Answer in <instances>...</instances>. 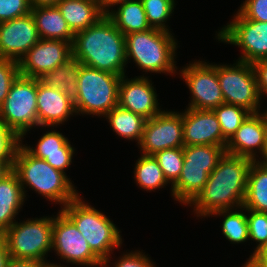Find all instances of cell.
<instances>
[{
  "instance_id": "obj_1",
  "label": "cell",
  "mask_w": 267,
  "mask_h": 267,
  "mask_svg": "<svg viewBox=\"0 0 267 267\" xmlns=\"http://www.w3.org/2000/svg\"><path fill=\"white\" fill-rule=\"evenodd\" d=\"M252 159L228 153L219 159L209 174L203 190L188 205L197 217H208L213 212L243 206Z\"/></svg>"
},
{
  "instance_id": "obj_2",
  "label": "cell",
  "mask_w": 267,
  "mask_h": 267,
  "mask_svg": "<svg viewBox=\"0 0 267 267\" xmlns=\"http://www.w3.org/2000/svg\"><path fill=\"white\" fill-rule=\"evenodd\" d=\"M72 57L82 65L125 75V35L104 15L95 24L74 34Z\"/></svg>"
},
{
  "instance_id": "obj_3",
  "label": "cell",
  "mask_w": 267,
  "mask_h": 267,
  "mask_svg": "<svg viewBox=\"0 0 267 267\" xmlns=\"http://www.w3.org/2000/svg\"><path fill=\"white\" fill-rule=\"evenodd\" d=\"M12 170L19 178L25 197V188L29 186L48 201L62 204L63 208L80 195L65 173L31 155L21 143L16 148Z\"/></svg>"
},
{
  "instance_id": "obj_4",
  "label": "cell",
  "mask_w": 267,
  "mask_h": 267,
  "mask_svg": "<svg viewBox=\"0 0 267 267\" xmlns=\"http://www.w3.org/2000/svg\"><path fill=\"white\" fill-rule=\"evenodd\" d=\"M61 211L75 224L91 250L110 267V254L121 247L122 236L116 225L101 211L85 203L79 195Z\"/></svg>"
},
{
  "instance_id": "obj_5",
  "label": "cell",
  "mask_w": 267,
  "mask_h": 267,
  "mask_svg": "<svg viewBox=\"0 0 267 267\" xmlns=\"http://www.w3.org/2000/svg\"><path fill=\"white\" fill-rule=\"evenodd\" d=\"M177 41L167 31L151 28L125 35L126 59L132 60L143 72L175 74ZM131 58V59H130Z\"/></svg>"
},
{
  "instance_id": "obj_6",
  "label": "cell",
  "mask_w": 267,
  "mask_h": 267,
  "mask_svg": "<svg viewBox=\"0 0 267 267\" xmlns=\"http://www.w3.org/2000/svg\"><path fill=\"white\" fill-rule=\"evenodd\" d=\"M120 75L80 66L73 95L76 115L105 116L118 105Z\"/></svg>"
},
{
  "instance_id": "obj_7",
  "label": "cell",
  "mask_w": 267,
  "mask_h": 267,
  "mask_svg": "<svg viewBox=\"0 0 267 267\" xmlns=\"http://www.w3.org/2000/svg\"><path fill=\"white\" fill-rule=\"evenodd\" d=\"M226 146L190 145L183 147L184 161L171 195L184 205L190 204L203 190L209 174L224 155Z\"/></svg>"
},
{
  "instance_id": "obj_8",
  "label": "cell",
  "mask_w": 267,
  "mask_h": 267,
  "mask_svg": "<svg viewBox=\"0 0 267 267\" xmlns=\"http://www.w3.org/2000/svg\"><path fill=\"white\" fill-rule=\"evenodd\" d=\"M32 219V220H31ZM15 221L2 235L9 256L15 259L47 263L45 256L52 251L53 217L31 218Z\"/></svg>"
},
{
  "instance_id": "obj_9",
  "label": "cell",
  "mask_w": 267,
  "mask_h": 267,
  "mask_svg": "<svg viewBox=\"0 0 267 267\" xmlns=\"http://www.w3.org/2000/svg\"><path fill=\"white\" fill-rule=\"evenodd\" d=\"M0 121L19 139L38 127L37 78L19 75L0 106Z\"/></svg>"
},
{
  "instance_id": "obj_10",
  "label": "cell",
  "mask_w": 267,
  "mask_h": 267,
  "mask_svg": "<svg viewBox=\"0 0 267 267\" xmlns=\"http://www.w3.org/2000/svg\"><path fill=\"white\" fill-rule=\"evenodd\" d=\"M233 65H217L216 71L224 103L259 113L261 96L253 64L236 60Z\"/></svg>"
},
{
  "instance_id": "obj_11",
  "label": "cell",
  "mask_w": 267,
  "mask_h": 267,
  "mask_svg": "<svg viewBox=\"0 0 267 267\" xmlns=\"http://www.w3.org/2000/svg\"><path fill=\"white\" fill-rule=\"evenodd\" d=\"M229 23L220 29L216 38L240 47L243 52L239 61L253 64L267 59V22L245 19L237 11Z\"/></svg>"
},
{
  "instance_id": "obj_12",
  "label": "cell",
  "mask_w": 267,
  "mask_h": 267,
  "mask_svg": "<svg viewBox=\"0 0 267 267\" xmlns=\"http://www.w3.org/2000/svg\"><path fill=\"white\" fill-rule=\"evenodd\" d=\"M52 250L67 263L102 267L104 262L91 250L75 224L60 210L53 219Z\"/></svg>"
},
{
  "instance_id": "obj_13",
  "label": "cell",
  "mask_w": 267,
  "mask_h": 267,
  "mask_svg": "<svg viewBox=\"0 0 267 267\" xmlns=\"http://www.w3.org/2000/svg\"><path fill=\"white\" fill-rule=\"evenodd\" d=\"M179 71L192 95L188 108L213 110L224 103L215 64L199 60Z\"/></svg>"
},
{
  "instance_id": "obj_14",
  "label": "cell",
  "mask_w": 267,
  "mask_h": 267,
  "mask_svg": "<svg viewBox=\"0 0 267 267\" xmlns=\"http://www.w3.org/2000/svg\"><path fill=\"white\" fill-rule=\"evenodd\" d=\"M139 146L145 155H154L170 148H183L182 112L164 110L146 120Z\"/></svg>"
},
{
  "instance_id": "obj_15",
  "label": "cell",
  "mask_w": 267,
  "mask_h": 267,
  "mask_svg": "<svg viewBox=\"0 0 267 267\" xmlns=\"http://www.w3.org/2000/svg\"><path fill=\"white\" fill-rule=\"evenodd\" d=\"M71 58L72 43L62 40L40 39L18 62L20 75L39 78Z\"/></svg>"
},
{
  "instance_id": "obj_16",
  "label": "cell",
  "mask_w": 267,
  "mask_h": 267,
  "mask_svg": "<svg viewBox=\"0 0 267 267\" xmlns=\"http://www.w3.org/2000/svg\"><path fill=\"white\" fill-rule=\"evenodd\" d=\"M40 40L31 13L0 23V58L20 61Z\"/></svg>"
},
{
  "instance_id": "obj_17",
  "label": "cell",
  "mask_w": 267,
  "mask_h": 267,
  "mask_svg": "<svg viewBox=\"0 0 267 267\" xmlns=\"http://www.w3.org/2000/svg\"><path fill=\"white\" fill-rule=\"evenodd\" d=\"M121 77L119 84L118 105L124 109L144 117L146 120L162 112L158 106L157 94L152 80L144 76H136L131 80Z\"/></svg>"
},
{
  "instance_id": "obj_18",
  "label": "cell",
  "mask_w": 267,
  "mask_h": 267,
  "mask_svg": "<svg viewBox=\"0 0 267 267\" xmlns=\"http://www.w3.org/2000/svg\"><path fill=\"white\" fill-rule=\"evenodd\" d=\"M184 146H223L220 124L213 110L187 108L182 112Z\"/></svg>"
},
{
  "instance_id": "obj_19",
  "label": "cell",
  "mask_w": 267,
  "mask_h": 267,
  "mask_svg": "<svg viewBox=\"0 0 267 267\" xmlns=\"http://www.w3.org/2000/svg\"><path fill=\"white\" fill-rule=\"evenodd\" d=\"M37 113L39 127L48 128L63 124L70 116L76 115L73 95L46 86L37 78Z\"/></svg>"
},
{
  "instance_id": "obj_20",
  "label": "cell",
  "mask_w": 267,
  "mask_h": 267,
  "mask_svg": "<svg viewBox=\"0 0 267 267\" xmlns=\"http://www.w3.org/2000/svg\"><path fill=\"white\" fill-rule=\"evenodd\" d=\"M267 130L265 113H251L239 129L227 142L225 152L228 154L250 158L253 161L261 154ZM256 150V151H255Z\"/></svg>"
},
{
  "instance_id": "obj_21",
  "label": "cell",
  "mask_w": 267,
  "mask_h": 267,
  "mask_svg": "<svg viewBox=\"0 0 267 267\" xmlns=\"http://www.w3.org/2000/svg\"><path fill=\"white\" fill-rule=\"evenodd\" d=\"M22 146L33 156L44 159L53 168L66 174L65 169L72 163L75 149L70 141L62 133L57 131H47L38 141L35 147Z\"/></svg>"
},
{
  "instance_id": "obj_22",
  "label": "cell",
  "mask_w": 267,
  "mask_h": 267,
  "mask_svg": "<svg viewBox=\"0 0 267 267\" xmlns=\"http://www.w3.org/2000/svg\"><path fill=\"white\" fill-rule=\"evenodd\" d=\"M25 194L17 174L11 170L0 179V234H3L16 220L24 205Z\"/></svg>"
},
{
  "instance_id": "obj_23",
  "label": "cell",
  "mask_w": 267,
  "mask_h": 267,
  "mask_svg": "<svg viewBox=\"0 0 267 267\" xmlns=\"http://www.w3.org/2000/svg\"><path fill=\"white\" fill-rule=\"evenodd\" d=\"M31 14L36 22L40 39L73 42L74 33L68 27L57 6L32 7Z\"/></svg>"
},
{
  "instance_id": "obj_24",
  "label": "cell",
  "mask_w": 267,
  "mask_h": 267,
  "mask_svg": "<svg viewBox=\"0 0 267 267\" xmlns=\"http://www.w3.org/2000/svg\"><path fill=\"white\" fill-rule=\"evenodd\" d=\"M56 6L74 34L87 29L104 16L100 6L88 0H60Z\"/></svg>"
},
{
  "instance_id": "obj_25",
  "label": "cell",
  "mask_w": 267,
  "mask_h": 267,
  "mask_svg": "<svg viewBox=\"0 0 267 267\" xmlns=\"http://www.w3.org/2000/svg\"><path fill=\"white\" fill-rule=\"evenodd\" d=\"M107 16L124 35L151 29L141 0L122 3L117 10H110Z\"/></svg>"
},
{
  "instance_id": "obj_26",
  "label": "cell",
  "mask_w": 267,
  "mask_h": 267,
  "mask_svg": "<svg viewBox=\"0 0 267 267\" xmlns=\"http://www.w3.org/2000/svg\"><path fill=\"white\" fill-rule=\"evenodd\" d=\"M243 206L267 213V165L256 161L251 163Z\"/></svg>"
},
{
  "instance_id": "obj_27",
  "label": "cell",
  "mask_w": 267,
  "mask_h": 267,
  "mask_svg": "<svg viewBox=\"0 0 267 267\" xmlns=\"http://www.w3.org/2000/svg\"><path fill=\"white\" fill-rule=\"evenodd\" d=\"M113 131L127 140L141 142L146 119L117 105L104 116Z\"/></svg>"
},
{
  "instance_id": "obj_28",
  "label": "cell",
  "mask_w": 267,
  "mask_h": 267,
  "mask_svg": "<svg viewBox=\"0 0 267 267\" xmlns=\"http://www.w3.org/2000/svg\"><path fill=\"white\" fill-rule=\"evenodd\" d=\"M134 174L136 183L146 191L163 188L169 183L153 155L141 154L135 163Z\"/></svg>"
},
{
  "instance_id": "obj_29",
  "label": "cell",
  "mask_w": 267,
  "mask_h": 267,
  "mask_svg": "<svg viewBox=\"0 0 267 267\" xmlns=\"http://www.w3.org/2000/svg\"><path fill=\"white\" fill-rule=\"evenodd\" d=\"M80 66L81 63L72 57L54 70L44 73L38 79L46 86L73 94L77 86Z\"/></svg>"
},
{
  "instance_id": "obj_30",
  "label": "cell",
  "mask_w": 267,
  "mask_h": 267,
  "mask_svg": "<svg viewBox=\"0 0 267 267\" xmlns=\"http://www.w3.org/2000/svg\"><path fill=\"white\" fill-rule=\"evenodd\" d=\"M236 209H226L213 212L212 215L224 216L222 222V233L225 238L232 244L243 243L249 240L248 223H247V209L244 206ZM237 210V211H234ZM242 210V211H241ZM245 211V212H243Z\"/></svg>"
},
{
  "instance_id": "obj_31",
  "label": "cell",
  "mask_w": 267,
  "mask_h": 267,
  "mask_svg": "<svg viewBox=\"0 0 267 267\" xmlns=\"http://www.w3.org/2000/svg\"><path fill=\"white\" fill-rule=\"evenodd\" d=\"M213 112L220 124L223 146H226L227 142L251 114L246 108L226 103L213 109Z\"/></svg>"
},
{
  "instance_id": "obj_32",
  "label": "cell",
  "mask_w": 267,
  "mask_h": 267,
  "mask_svg": "<svg viewBox=\"0 0 267 267\" xmlns=\"http://www.w3.org/2000/svg\"><path fill=\"white\" fill-rule=\"evenodd\" d=\"M151 28L169 31L166 25L174 12L175 0H141Z\"/></svg>"
},
{
  "instance_id": "obj_33",
  "label": "cell",
  "mask_w": 267,
  "mask_h": 267,
  "mask_svg": "<svg viewBox=\"0 0 267 267\" xmlns=\"http://www.w3.org/2000/svg\"><path fill=\"white\" fill-rule=\"evenodd\" d=\"M161 167L166 180L171 186L178 180L183 166V148H170L153 155Z\"/></svg>"
},
{
  "instance_id": "obj_34",
  "label": "cell",
  "mask_w": 267,
  "mask_h": 267,
  "mask_svg": "<svg viewBox=\"0 0 267 267\" xmlns=\"http://www.w3.org/2000/svg\"><path fill=\"white\" fill-rule=\"evenodd\" d=\"M249 239L257 243L250 257L262 246L267 244V213L247 209Z\"/></svg>"
},
{
  "instance_id": "obj_35",
  "label": "cell",
  "mask_w": 267,
  "mask_h": 267,
  "mask_svg": "<svg viewBox=\"0 0 267 267\" xmlns=\"http://www.w3.org/2000/svg\"><path fill=\"white\" fill-rule=\"evenodd\" d=\"M19 75L18 61L0 58V106L6 99L12 83Z\"/></svg>"
},
{
  "instance_id": "obj_36",
  "label": "cell",
  "mask_w": 267,
  "mask_h": 267,
  "mask_svg": "<svg viewBox=\"0 0 267 267\" xmlns=\"http://www.w3.org/2000/svg\"><path fill=\"white\" fill-rule=\"evenodd\" d=\"M30 0H0V23L31 13Z\"/></svg>"
},
{
  "instance_id": "obj_37",
  "label": "cell",
  "mask_w": 267,
  "mask_h": 267,
  "mask_svg": "<svg viewBox=\"0 0 267 267\" xmlns=\"http://www.w3.org/2000/svg\"><path fill=\"white\" fill-rule=\"evenodd\" d=\"M20 139L0 121V162L13 163Z\"/></svg>"
},
{
  "instance_id": "obj_38",
  "label": "cell",
  "mask_w": 267,
  "mask_h": 267,
  "mask_svg": "<svg viewBox=\"0 0 267 267\" xmlns=\"http://www.w3.org/2000/svg\"><path fill=\"white\" fill-rule=\"evenodd\" d=\"M238 12L245 19L267 22V0H245Z\"/></svg>"
},
{
  "instance_id": "obj_39",
  "label": "cell",
  "mask_w": 267,
  "mask_h": 267,
  "mask_svg": "<svg viewBox=\"0 0 267 267\" xmlns=\"http://www.w3.org/2000/svg\"><path fill=\"white\" fill-rule=\"evenodd\" d=\"M122 255L119 260L114 262L115 267H156L154 262L147 257L148 255L142 251H131Z\"/></svg>"
},
{
  "instance_id": "obj_40",
  "label": "cell",
  "mask_w": 267,
  "mask_h": 267,
  "mask_svg": "<svg viewBox=\"0 0 267 267\" xmlns=\"http://www.w3.org/2000/svg\"><path fill=\"white\" fill-rule=\"evenodd\" d=\"M256 73L258 90L261 96H267V59H262L253 63Z\"/></svg>"
},
{
  "instance_id": "obj_41",
  "label": "cell",
  "mask_w": 267,
  "mask_h": 267,
  "mask_svg": "<svg viewBox=\"0 0 267 267\" xmlns=\"http://www.w3.org/2000/svg\"><path fill=\"white\" fill-rule=\"evenodd\" d=\"M251 267H267V244L258 249L248 260Z\"/></svg>"
},
{
  "instance_id": "obj_42",
  "label": "cell",
  "mask_w": 267,
  "mask_h": 267,
  "mask_svg": "<svg viewBox=\"0 0 267 267\" xmlns=\"http://www.w3.org/2000/svg\"><path fill=\"white\" fill-rule=\"evenodd\" d=\"M5 267H49L47 263L35 260L9 258Z\"/></svg>"
},
{
  "instance_id": "obj_43",
  "label": "cell",
  "mask_w": 267,
  "mask_h": 267,
  "mask_svg": "<svg viewBox=\"0 0 267 267\" xmlns=\"http://www.w3.org/2000/svg\"><path fill=\"white\" fill-rule=\"evenodd\" d=\"M9 258L6 241L3 235L0 234V267H5Z\"/></svg>"
},
{
  "instance_id": "obj_44",
  "label": "cell",
  "mask_w": 267,
  "mask_h": 267,
  "mask_svg": "<svg viewBox=\"0 0 267 267\" xmlns=\"http://www.w3.org/2000/svg\"><path fill=\"white\" fill-rule=\"evenodd\" d=\"M132 0H101L100 8L104 15H107L110 12L111 6H118L119 4L125 3Z\"/></svg>"
},
{
  "instance_id": "obj_45",
  "label": "cell",
  "mask_w": 267,
  "mask_h": 267,
  "mask_svg": "<svg viewBox=\"0 0 267 267\" xmlns=\"http://www.w3.org/2000/svg\"><path fill=\"white\" fill-rule=\"evenodd\" d=\"M60 0H30L32 7L56 6Z\"/></svg>"
},
{
  "instance_id": "obj_46",
  "label": "cell",
  "mask_w": 267,
  "mask_h": 267,
  "mask_svg": "<svg viewBox=\"0 0 267 267\" xmlns=\"http://www.w3.org/2000/svg\"><path fill=\"white\" fill-rule=\"evenodd\" d=\"M261 155H262L261 157H262L263 161L261 159L259 161V159H257V158L254 161L258 160L256 162H259V163H261L263 165H267V130H266V133H265L264 146H263V149L261 151Z\"/></svg>"
},
{
  "instance_id": "obj_47",
  "label": "cell",
  "mask_w": 267,
  "mask_h": 267,
  "mask_svg": "<svg viewBox=\"0 0 267 267\" xmlns=\"http://www.w3.org/2000/svg\"><path fill=\"white\" fill-rule=\"evenodd\" d=\"M13 168V163L0 162V179L9 173Z\"/></svg>"
},
{
  "instance_id": "obj_48",
  "label": "cell",
  "mask_w": 267,
  "mask_h": 267,
  "mask_svg": "<svg viewBox=\"0 0 267 267\" xmlns=\"http://www.w3.org/2000/svg\"><path fill=\"white\" fill-rule=\"evenodd\" d=\"M49 267H63V266H61L60 264L59 265H57V263L55 264V263H50L49 264ZM66 267V266H65Z\"/></svg>"
},
{
  "instance_id": "obj_49",
  "label": "cell",
  "mask_w": 267,
  "mask_h": 267,
  "mask_svg": "<svg viewBox=\"0 0 267 267\" xmlns=\"http://www.w3.org/2000/svg\"><path fill=\"white\" fill-rule=\"evenodd\" d=\"M88 1H91V2L97 3L99 6H100V4H101V0H88Z\"/></svg>"
},
{
  "instance_id": "obj_50",
  "label": "cell",
  "mask_w": 267,
  "mask_h": 267,
  "mask_svg": "<svg viewBox=\"0 0 267 267\" xmlns=\"http://www.w3.org/2000/svg\"><path fill=\"white\" fill-rule=\"evenodd\" d=\"M241 267H251L247 262Z\"/></svg>"
}]
</instances>
